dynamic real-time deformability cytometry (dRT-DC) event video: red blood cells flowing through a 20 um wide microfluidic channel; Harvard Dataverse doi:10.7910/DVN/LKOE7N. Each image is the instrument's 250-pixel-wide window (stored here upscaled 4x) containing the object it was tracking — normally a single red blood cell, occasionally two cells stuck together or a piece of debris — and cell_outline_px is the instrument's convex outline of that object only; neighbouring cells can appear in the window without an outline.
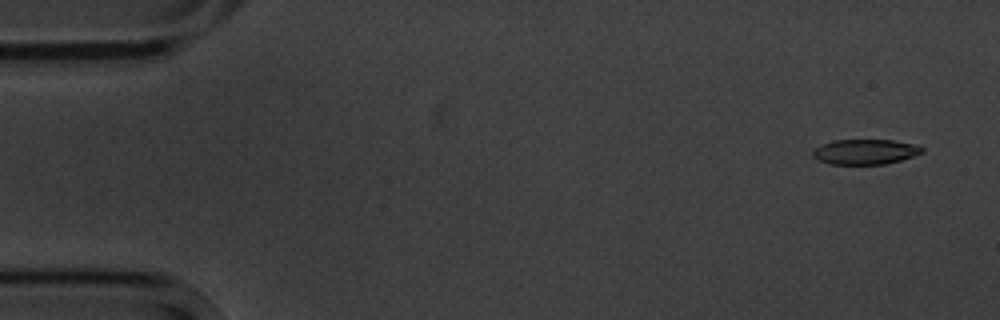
{"species": "common noctule bat (a hibernating species)", "species_latin": "Nyctalus noctula", "temperature_condition": "cold", "stored_images_in_passage": 4, "camera_frame_rate_fps": 3000, "um_per_image_px": 0.085, "animal": {"sex": "male", "body_mass_g": 20.1, "forearm_length_mm": 53.5}, "frame": {"image": 1, "passage_image": 1, "time_ms": 0.0, "image_size_px": [1000, 320], "cell_outline_px": [[924, 152], [900, 160], [884, 164], [828, 164], [812, 156], [812, 152], [816, 148], [832, 140], [892, 140], [912, 144], [924, 148]], "centroid_in_image_um": [73.53, 12.9], "position_along_channel_um": 11.5, "area_um2": 15.78}}